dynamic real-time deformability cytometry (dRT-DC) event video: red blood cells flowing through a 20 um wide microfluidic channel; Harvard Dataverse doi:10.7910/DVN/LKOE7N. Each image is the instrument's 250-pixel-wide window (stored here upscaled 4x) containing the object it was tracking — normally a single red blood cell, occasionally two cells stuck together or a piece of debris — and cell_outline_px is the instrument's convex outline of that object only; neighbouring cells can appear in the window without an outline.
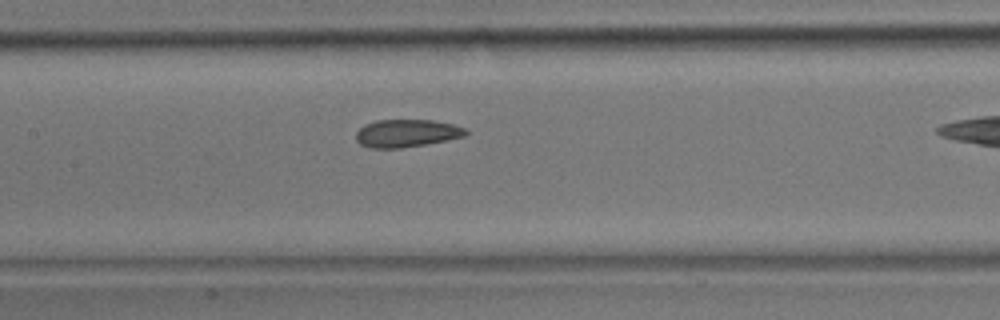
{"species": "common noctule bat (a hibernating species)", "species_latin": "Nyctalus noctula", "temperature_condition": "room temperature", "stored_images_in_passage": 28, "camera_frame_rate_fps": 3000, "um_per_image_px": 0.085, "animal": {"sex": "male", "body_mass_g": 17.9}, "frame": {"image": 1, "passage_image": 13, "time_ms": 4.0, "image_size_px": [1000, 320], "cell_outline_px": [[468, 132], [464, 136], [448, 140], [400, 148], [372, 148], [360, 144], [356, 140], [356, 132], [364, 124], [376, 120], [432, 120], [452, 124], [468, 128]], "centroid_in_image_um": [34.57, 11.32], "position_along_channel_um": 172.8, "area_um2": 17.74}}